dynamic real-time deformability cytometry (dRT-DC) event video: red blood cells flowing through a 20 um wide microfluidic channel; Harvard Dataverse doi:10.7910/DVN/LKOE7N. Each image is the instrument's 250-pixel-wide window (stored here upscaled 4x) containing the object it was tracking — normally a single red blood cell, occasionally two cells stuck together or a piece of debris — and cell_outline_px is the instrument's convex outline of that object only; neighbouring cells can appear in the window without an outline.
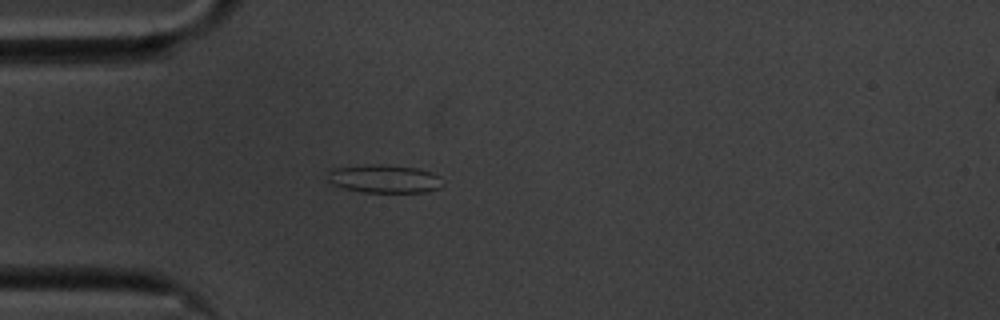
{"species": "common noctule bat (a hibernating species)", "species_latin": "Nyctalus noctula", "temperature_condition": "cold", "stored_images_in_passage": 34, "camera_frame_rate_fps": 3000, "um_per_image_px": 0.085, "animal": {"sex": "male", "body_mass_g": 20.1, "forearm_length_mm": 53.5}, "frame": {"image": 1, "passage_image": 2, "time_ms": 0.333, "image_size_px": [1000, 320], "cell_outline_px": [[444, 184], [440, 188], [428, 192], [364, 192], [344, 188], [332, 184], [328, 180], [328, 172], [332, 168], [372, 164], [384, 164], [416, 168], [432, 172], [440, 176]], "centroid_in_image_um": [32.7, 15.19], "position_along_channel_um": 52.3, "area_um2": 19.07}}
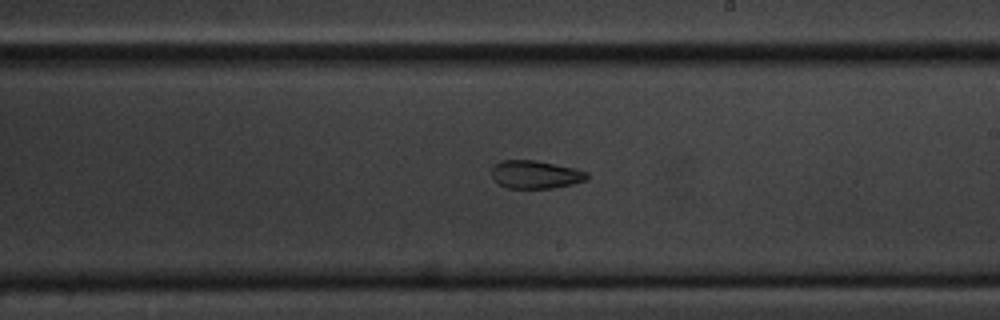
{"frame": {"image": 2, "passage_image": 19, "time_ms": 6.0, "image_size_px": [1000, 320], "cell_outline_px": [[588, 176], [584, 180], [572, 184], [552, 188], [508, 188], [500, 184], [492, 176], [492, 168], [500, 160], [536, 160], [576, 168], [588, 172]], "centroid_in_image_um": [45.53, 14.82], "position_along_channel_um": 243.5, "area_um2": 15.49}}
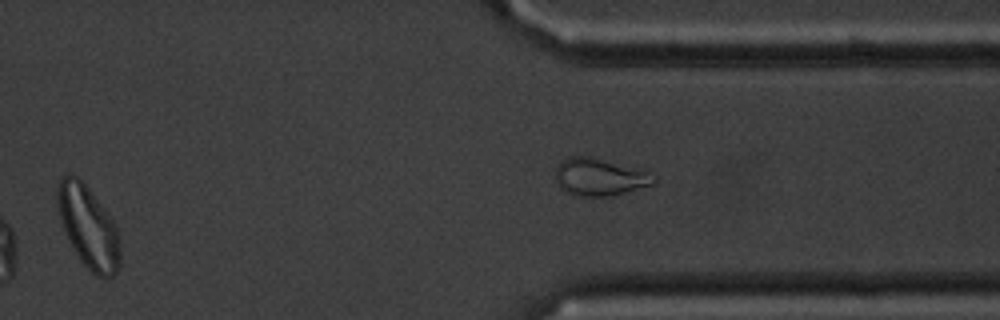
{"frame": {"image": 3, "passage_image": 29, "time_ms": 9.333, "image_size_px": [1000, 320], "cell_outline_px": [[120, 268], [112, 276], [96, 276], [80, 260], [72, 248], [60, 220], [56, 204], [56, 188], [60, 176], [76, 176], [88, 188], [104, 208], [116, 224], [120, 236]], "centroid_in_image_um": [7.51, 19.3], "position_along_channel_um": 403.9, "area_um2": 30.06}, "authors_computed_cell_mechanics": {"area_um2": 16.3285, "velocity_mm_per_s": 3.5135, "shape_relaxation_time_tau1_ms": null, "shape_relaxation_time_tau2_ms": 3.5828, "deformation_change_tau1": null, "deformation_change_tau2": 0.1008}}